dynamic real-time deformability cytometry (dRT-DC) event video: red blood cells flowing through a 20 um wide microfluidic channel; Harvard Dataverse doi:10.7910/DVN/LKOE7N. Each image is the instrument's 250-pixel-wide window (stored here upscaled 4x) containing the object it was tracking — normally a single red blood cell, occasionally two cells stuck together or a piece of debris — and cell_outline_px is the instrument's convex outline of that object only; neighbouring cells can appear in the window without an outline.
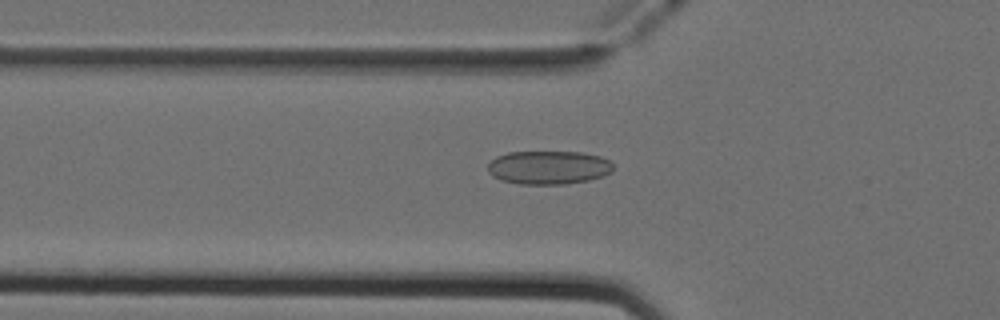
{"species": "Egyptian fruit bat (a non-hibernating species)", "species_latin": "Rousettus aegyptiacus", "temperature_condition": "cold", "stored_images_in_passage": 33, "camera_frame_rate_fps": 3000, "um_per_image_px": 0.085, "animal": {"sex": "female"}, "frame": {"image": 1, "passage_image": 2, "time_ms": 0.333, "image_size_px": [1000, 320], "cell_outline_px": [[612, 172], [604, 176], [588, 180], [564, 184], [520, 184], [500, 180], [492, 176], [488, 172], [488, 164], [496, 156], [508, 152], [580, 152], [600, 156], [608, 160], [612, 164]], "centroid_in_image_um": [46.61, 14.24], "position_along_channel_um": 79.2, "area_um2": 24.57}}
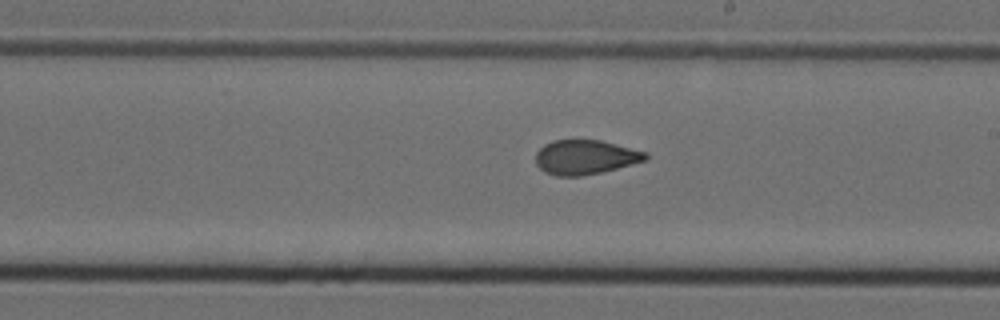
{"frame": {"image": 2, "passage_image": 14, "time_ms": 4.333, "image_size_px": [1000, 320], "cell_outline_px": [[648, 160], [600, 172], [580, 176], [556, 176], [544, 172], [536, 164], [536, 152], [544, 144], [552, 140], [600, 140], [648, 152]], "centroid_in_image_um": [49.74, 13.35], "position_along_channel_um": 239.3, "area_um2": 22.08}}
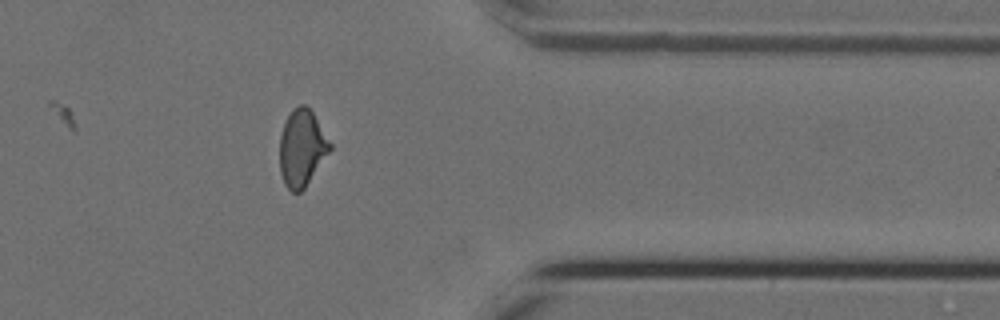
{"frame": {"image": 3, "passage_image": 26, "time_ms": 8.333, "image_size_px": [1000, 320], "cell_outline_px": [[332, 148], [304, 188], [300, 192], [292, 192], [284, 184], [280, 172], [280, 136], [284, 124], [292, 108], [300, 104], [304, 104], [312, 112], [332, 144]], "centroid_in_image_um": [25.65, 12.58], "position_along_channel_um": 385.7, "area_um2": 22.25}, "authors_computed_cell_mechanics": {"area_um2": 22.4842, "velocity_mm_per_s": 3.9825, "shape_relaxation_time_tau1_ms": 10.8937, "shape_relaxation_time_tau2_ms": 1.431, "deformation_change_tau1": 0.1797, "deformation_change_tau2": 0.0645}}